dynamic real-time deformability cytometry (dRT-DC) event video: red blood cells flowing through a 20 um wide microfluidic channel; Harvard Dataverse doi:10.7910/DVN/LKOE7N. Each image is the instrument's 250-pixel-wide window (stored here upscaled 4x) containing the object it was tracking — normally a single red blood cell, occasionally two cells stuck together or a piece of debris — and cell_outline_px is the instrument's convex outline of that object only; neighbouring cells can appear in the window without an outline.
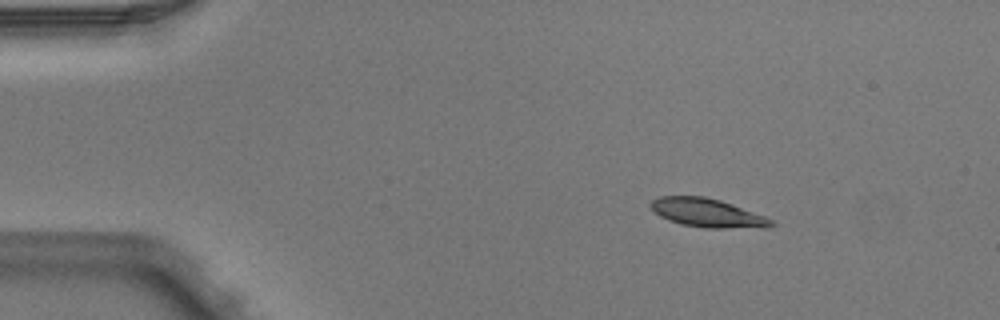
{"species": "Egyptian fruit bat (a non-hibernating species)", "species_latin": "Rousettus aegyptiacus", "temperature_condition": "warm", "stored_images_in_passage": 3, "camera_frame_rate_fps": 3000, "um_per_image_px": 0.085, "animal": {"sex": "male"}, "frame": {"image": 1, "passage_image": 1, "time_ms": 0.0, "image_size_px": [1000, 320], "cell_outline_px": [[776, 224], [768, 228], [704, 228], [680, 224], [668, 220], [660, 216], [648, 204], [652, 200], [660, 196], [704, 196], [720, 200], [732, 204], [764, 216], [772, 220]], "centroid_in_image_um": [60.13, 18.1], "position_along_channel_um": 24.9, "area_um2": 20.17}}